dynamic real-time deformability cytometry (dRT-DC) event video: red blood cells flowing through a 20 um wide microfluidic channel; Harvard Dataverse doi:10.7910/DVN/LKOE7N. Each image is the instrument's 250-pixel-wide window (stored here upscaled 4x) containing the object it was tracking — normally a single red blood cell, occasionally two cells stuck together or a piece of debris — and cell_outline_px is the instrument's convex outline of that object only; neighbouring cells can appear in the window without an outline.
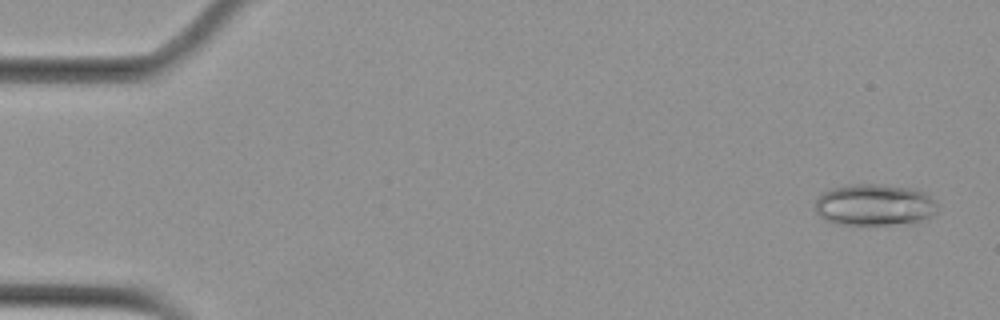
{"species": "Egyptian fruit bat (a non-hibernating species)", "species_latin": "Rousettus aegyptiacus", "temperature_condition": "cold", "stored_images_in_passage": 5, "camera_frame_rate_fps": 3000, "um_per_image_px": 0.085, "animal": {"sex": "female"}, "frame": {"image": 1, "passage_image": 1, "time_ms": 0.0, "image_size_px": [1000, 320], "cell_outline_px": [[936, 212], [932, 216], [924, 220], [912, 224], [836, 224], [824, 220], [816, 212], [816, 200], [824, 192], [832, 188], [856, 184], [872, 184], [908, 188], [924, 192], [936, 200]], "centroid_in_image_um": [74.36, 17.44], "position_along_channel_um": 10.6, "area_um2": 29.59}}